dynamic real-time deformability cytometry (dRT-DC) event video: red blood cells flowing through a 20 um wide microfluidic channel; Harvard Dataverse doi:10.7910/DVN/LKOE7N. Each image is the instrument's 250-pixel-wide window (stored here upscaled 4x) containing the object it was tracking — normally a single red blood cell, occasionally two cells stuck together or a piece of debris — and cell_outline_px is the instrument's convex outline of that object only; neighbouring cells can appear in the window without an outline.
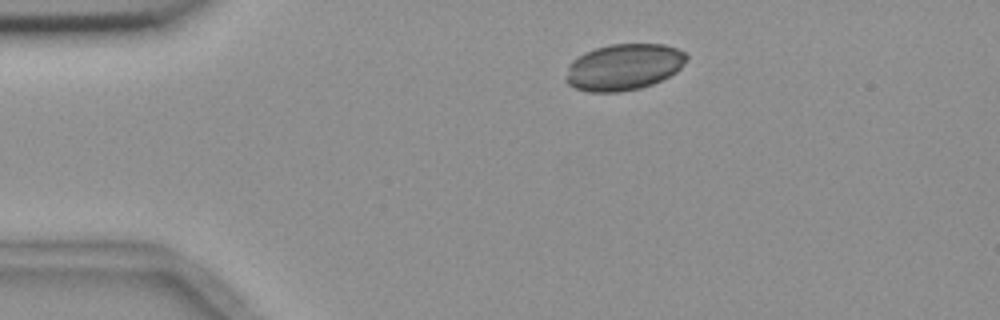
{"species": "common noctule bat (a hibernating species)", "species_latin": "Nyctalus noctula", "temperature_condition": "room temperature", "stored_images_in_passage": 45, "camera_frame_rate_fps": 3000, "um_per_image_px": 0.085, "animal": {"sex": "female", "body_mass_g": 18.4}, "frame": {"image": 1, "passage_image": 1, "time_ms": 0.0, "image_size_px": [1000, 320], "cell_outline_px": [[688, 60], [676, 72], [652, 84], [640, 88], [620, 92], [588, 92], [576, 88], [568, 84], [564, 80], [568, 64], [572, 60], [584, 52], [596, 48], [612, 44], [664, 44], [680, 48], [688, 56]], "centroid_in_image_um": [53.01, 5.69], "position_along_channel_um": 32.0, "area_um2": 32.89}}
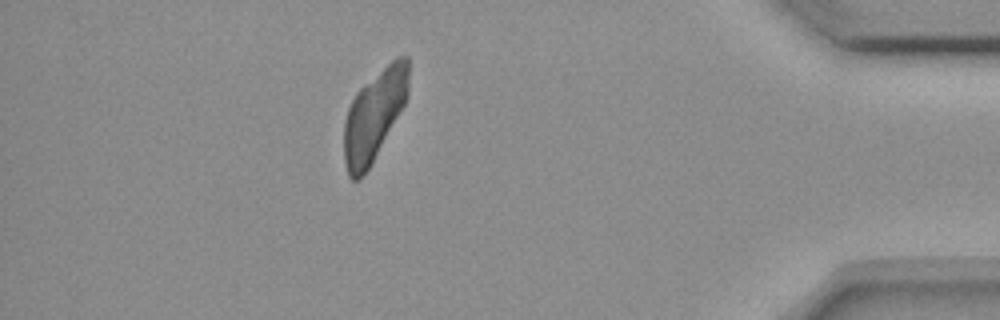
{"frame": {"image": 2, "passage_image": 39, "time_ms": 12.667, "image_size_px": [1000, 320], "cell_outline_px": [[408, 92], [404, 104], [372, 164], [360, 180], [352, 180], [348, 176], [344, 160], [344, 120], [348, 108], [356, 92], [364, 84], [396, 56], [408, 56]], "centroid_in_image_um": [31.78, 9.83], "position_along_channel_um": 403.4, "area_um2": 33.93}}